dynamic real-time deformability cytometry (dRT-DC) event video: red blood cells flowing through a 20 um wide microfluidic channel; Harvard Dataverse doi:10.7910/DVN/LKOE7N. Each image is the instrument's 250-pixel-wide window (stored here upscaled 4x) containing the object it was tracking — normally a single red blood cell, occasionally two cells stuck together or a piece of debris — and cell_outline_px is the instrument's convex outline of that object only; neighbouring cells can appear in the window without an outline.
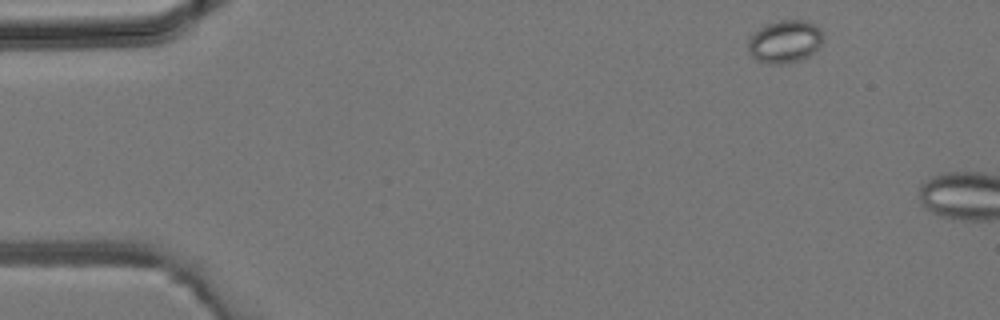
{"species": "common noctule bat (a hibernating species)", "species_latin": "Nyctalus noctula", "temperature_condition": "room temperature", "stored_images_in_passage": 2, "camera_frame_rate_fps": 3000, "um_per_image_px": 0.085, "animal": {"sex": "male", "body_mass_g": 19.2, "forearm_length_mm": 51.8}, "frame": {"image": 1, "passage_image": 1, "time_ms": 0.0, "image_size_px": [1000, 320], "cell_outline_px": [[820, 44], [816, 52], [800, 60], [784, 64], [768, 64], [756, 60], [748, 52], [748, 40], [760, 28], [776, 20], [804, 20], [816, 24], [820, 28]], "centroid_in_image_um": [66.7, 3.54], "position_along_channel_um": 18.3, "area_um2": 18.61}}